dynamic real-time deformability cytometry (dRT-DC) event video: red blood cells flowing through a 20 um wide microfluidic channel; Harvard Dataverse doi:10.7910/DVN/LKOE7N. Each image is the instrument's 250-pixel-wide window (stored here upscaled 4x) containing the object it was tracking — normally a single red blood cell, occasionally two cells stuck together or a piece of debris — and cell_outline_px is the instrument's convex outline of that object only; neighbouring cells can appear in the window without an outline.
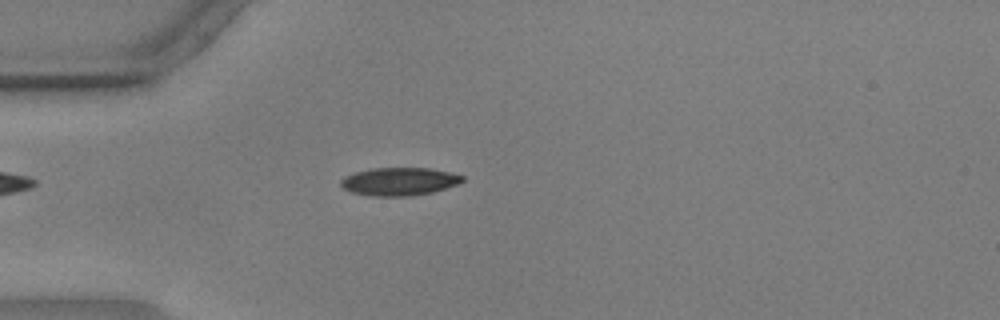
{"species": "common noctule bat (a hibernating species)", "species_latin": "Nyctalus noctula", "temperature_condition": "warm", "stored_images_in_passage": 36, "camera_frame_rate_fps": 3000, "um_per_image_px": 0.085, "animal": {"sex": "male", "body_mass_g": 17.9, "forearm_length_mm": 54.2}, "frame": {"image": 1, "passage_image": 12, "time_ms": 3.667, "image_size_px": [1000, 320], "cell_outline_px": [[464, 180], [456, 184], [432, 192], [408, 196], [372, 196], [352, 192], [344, 188], [340, 184], [340, 180], [344, 176], [356, 172], [372, 168], [428, 168], [448, 172], [464, 176]], "centroid_in_image_um": [33.9, 15.42], "position_along_channel_um": 51.1, "area_um2": 19.59}}
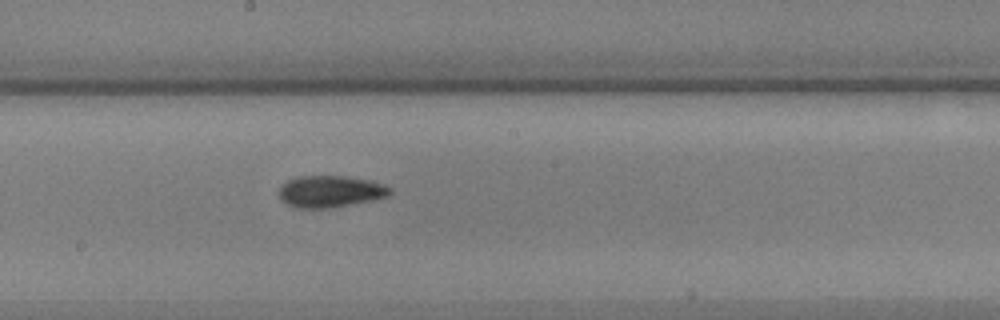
{"frame": {"image": 2, "passage_image": 27, "time_ms": 8.667, "image_size_px": [1000, 320], "cell_outline_px": [[392, 192], [388, 196], [372, 200], [352, 204], [328, 208], [296, 208], [280, 200], [280, 184], [288, 180], [300, 176], [344, 176], [368, 180], [384, 184], [392, 188]], "centroid_in_image_um": [28.07, 16.27], "position_along_channel_um": 220.1, "area_um2": 20.52}}
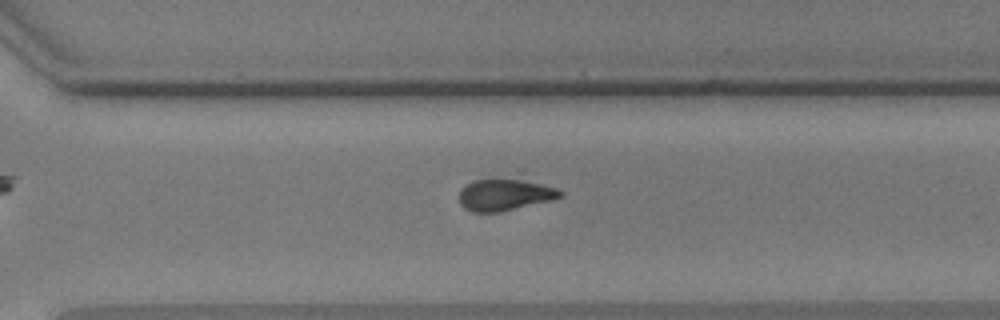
{"frame": {"image": 3, "passage_image": 36, "time_ms": 11.667, "image_size_px": [1000, 320], "cell_outline_px": [[564, 196], [556, 200], [500, 212], [472, 212], [464, 208], [460, 204], [460, 188], [464, 184], [472, 180], [492, 176], [524, 180], [556, 188], [564, 192]], "centroid_in_image_um": [42.89, 16.53], "position_along_channel_um": 327.7, "area_um2": 19.48}}